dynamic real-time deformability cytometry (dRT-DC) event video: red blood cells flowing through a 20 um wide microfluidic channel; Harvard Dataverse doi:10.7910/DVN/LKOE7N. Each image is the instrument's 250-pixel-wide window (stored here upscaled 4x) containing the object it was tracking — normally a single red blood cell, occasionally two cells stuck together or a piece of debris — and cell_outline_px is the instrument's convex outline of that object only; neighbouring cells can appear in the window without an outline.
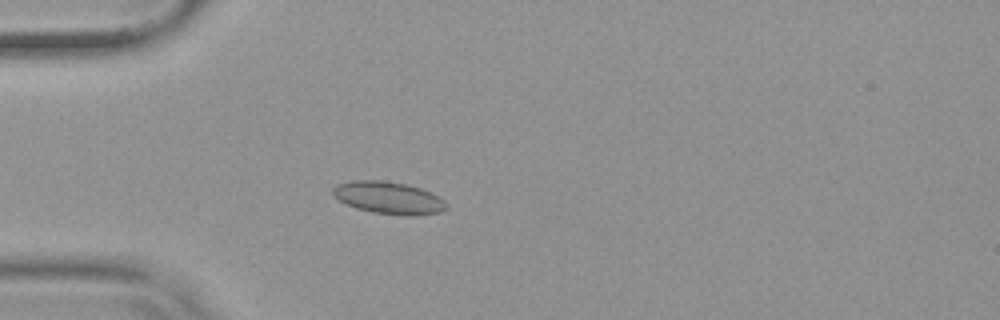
{"species": "common noctule bat (a hibernating species)", "species_latin": "Nyctalus noctula", "temperature_condition": "warm", "stored_images_in_passage": 54, "camera_frame_rate_fps": 3000, "um_per_image_px": 0.085, "animal": {"sex": "female", "body_mass_g": 19.9}, "frame": {"image": 1, "passage_image": 16, "time_ms": 5.0, "image_size_px": [1000, 320], "cell_outline_px": [[448, 208], [440, 212], [416, 216], [408, 216], [372, 212], [356, 208], [344, 204], [332, 196], [332, 188], [336, 184], [348, 180], [384, 180], [408, 184], [420, 188], [444, 200], [448, 204]], "centroid_in_image_um": [32.98, 16.81], "position_along_channel_um": 52.0, "area_um2": 21.73}}
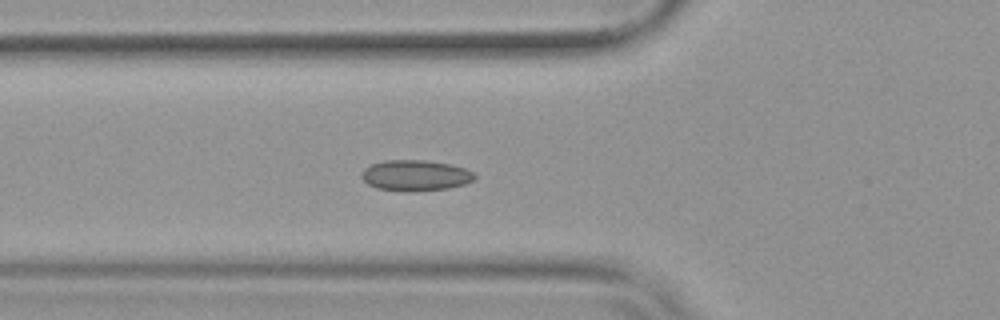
{"frame": {"image": 2, "passage_image": 20, "time_ms": 6.333, "image_size_px": [1000, 320], "cell_outline_px": [[476, 176], [472, 180], [464, 184], [448, 188], [416, 192], [376, 188], [368, 184], [360, 176], [364, 168], [372, 164], [384, 160], [424, 160], [452, 164], [476, 172]], "centroid_in_image_um": [35.32, 14.91], "position_along_channel_um": 90.5, "area_um2": 20.4}}
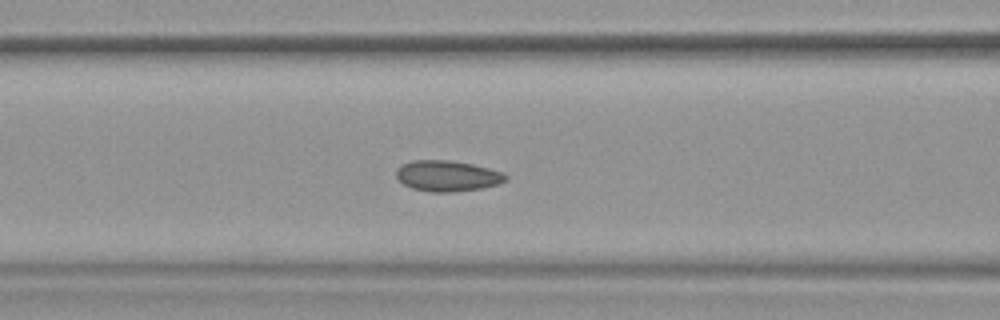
{"frame": {"image": 3, "passage_image": 23, "time_ms": 7.333, "image_size_px": [1000, 320], "cell_outline_px": [[508, 180], [500, 184], [480, 188], [452, 192], [428, 192], [412, 188], [404, 184], [396, 176], [396, 168], [400, 164], [412, 160], [448, 160], [472, 164], [504, 172], [508, 176]], "centroid_in_image_um": [38.03, 14.95], "position_along_channel_um": 128.6, "area_um2": 19.83}, "authors_computed_cell_mechanics": {"area_um2": 19.2185, "velocity_mm_per_s": 3.7858, "shape_relaxation_time_tau1_ms": null, "shape_relaxation_time_tau2_ms": 1.7458, "deformation_change_tau1": null, "deformation_change_tau2": 0.0718}}